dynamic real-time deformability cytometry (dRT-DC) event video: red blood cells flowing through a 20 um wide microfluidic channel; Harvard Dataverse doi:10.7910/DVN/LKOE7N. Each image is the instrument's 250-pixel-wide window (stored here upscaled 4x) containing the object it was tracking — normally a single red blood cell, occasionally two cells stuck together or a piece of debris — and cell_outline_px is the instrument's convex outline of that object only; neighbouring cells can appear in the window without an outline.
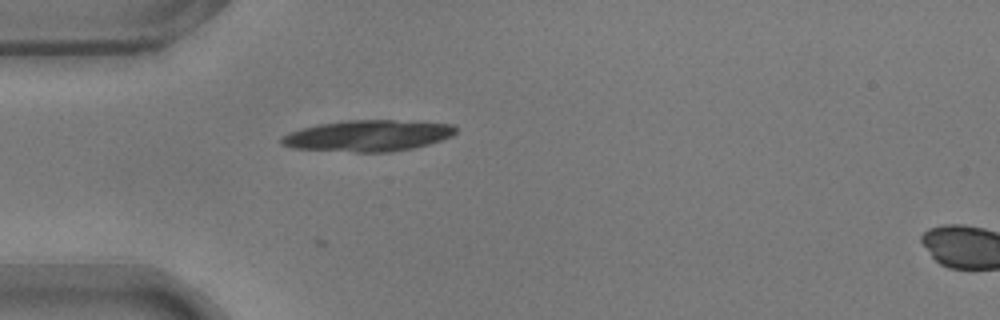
{"species": "common noctule bat (a hibernating species)", "species_latin": "Nyctalus noctula", "temperature_condition": "warm", "stored_images_in_passage": 24, "camera_frame_rate_fps": 3000, "um_per_image_px": 0.085, "animal": {"sex": "male", "body_mass_g": 17.9}, "frame": {"image": 1, "passage_image": 3, "time_ms": 0.667, "image_size_px": [1000, 320], "cell_outline_px": [[456, 132], [452, 136], [428, 144], [412, 148], [388, 152], [356, 152], [292, 148], [280, 144], [280, 136], [288, 132], [300, 128], [320, 124], [348, 120], [392, 120], [452, 124], [456, 128]], "centroid_in_image_um": [31.22, 11.53], "position_along_channel_um": 53.8, "area_um2": 31.62}}